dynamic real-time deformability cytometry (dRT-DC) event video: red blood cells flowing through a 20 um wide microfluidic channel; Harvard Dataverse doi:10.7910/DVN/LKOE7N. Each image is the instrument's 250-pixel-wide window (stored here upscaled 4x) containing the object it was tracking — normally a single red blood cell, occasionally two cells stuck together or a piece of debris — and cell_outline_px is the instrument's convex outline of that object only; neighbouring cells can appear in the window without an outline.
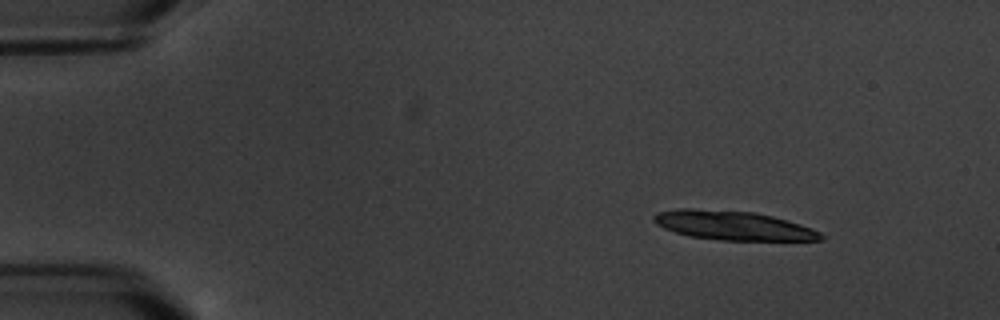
{"species": "common noctule bat (a hibernating species)", "species_latin": "Nyctalus noctula", "temperature_condition": "warm", "stored_images_in_passage": 4, "camera_frame_rate_fps": 3000, "um_per_image_px": 0.085, "animal": {"sex": "male", "body_mass_g": 20.1, "forearm_length_mm": 53.5}, "frame": {"image": 1, "passage_image": 1, "time_ms": 0.0, "image_size_px": [1000, 320], "cell_outline_px": [[824, 240], [720, 240], [688, 236], [664, 228], [656, 224], [652, 220], [652, 216], [656, 212], [680, 208], [692, 208], [752, 212], [772, 216], [788, 220], [812, 228], [820, 232], [824, 236]], "centroid_in_image_um": [62.28, 19.16], "position_along_channel_um": 22.7, "area_um2": 28.38}}